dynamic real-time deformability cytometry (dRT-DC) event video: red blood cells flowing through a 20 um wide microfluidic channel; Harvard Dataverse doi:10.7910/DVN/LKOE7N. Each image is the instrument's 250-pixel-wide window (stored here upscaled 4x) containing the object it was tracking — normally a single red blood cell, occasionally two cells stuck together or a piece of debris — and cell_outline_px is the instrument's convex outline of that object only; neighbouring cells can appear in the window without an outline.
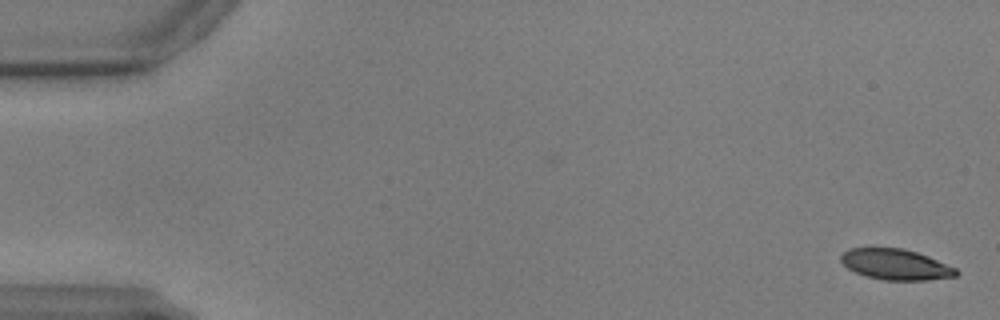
{"species": "common noctule bat (a hibernating species)", "species_latin": "Nyctalus noctula", "temperature_condition": "warm", "stored_images_in_passage": 16, "camera_frame_rate_fps": 3000, "um_per_image_px": 0.085, "animal": {"sex": "male", "body_mass_g": 17.9, "forearm_length_mm": 54.2}, "frame": {"image": 1, "passage_image": 1, "time_ms": 0.0, "image_size_px": [1000, 320], "cell_outline_px": [[960, 272], [956, 276], [924, 280], [884, 280], [864, 276], [848, 268], [840, 260], [840, 256], [848, 248], [872, 244], [904, 248], [928, 256], [956, 268]], "centroid_in_image_um": [76.06, 22.42], "position_along_channel_um": 8.9, "area_um2": 21.39}}
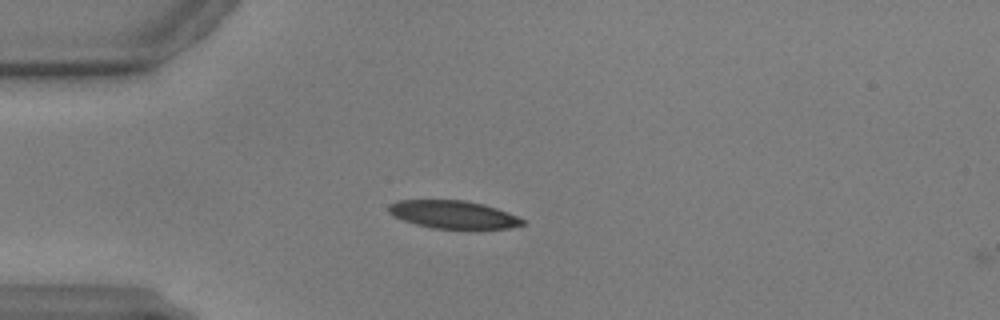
{"frame": {"image": 2, "passage_image": 15, "time_ms": 4.667, "image_size_px": [1000, 320], "cell_outline_px": [[524, 224], [508, 228], [468, 232], [432, 228], [416, 224], [392, 216], [388, 212], [388, 204], [396, 200], [464, 200], [484, 204], [496, 208], [516, 216], [524, 220]], "centroid_in_image_um": [38.53, 18.28], "position_along_channel_um": 46.5, "area_um2": 22.66}}